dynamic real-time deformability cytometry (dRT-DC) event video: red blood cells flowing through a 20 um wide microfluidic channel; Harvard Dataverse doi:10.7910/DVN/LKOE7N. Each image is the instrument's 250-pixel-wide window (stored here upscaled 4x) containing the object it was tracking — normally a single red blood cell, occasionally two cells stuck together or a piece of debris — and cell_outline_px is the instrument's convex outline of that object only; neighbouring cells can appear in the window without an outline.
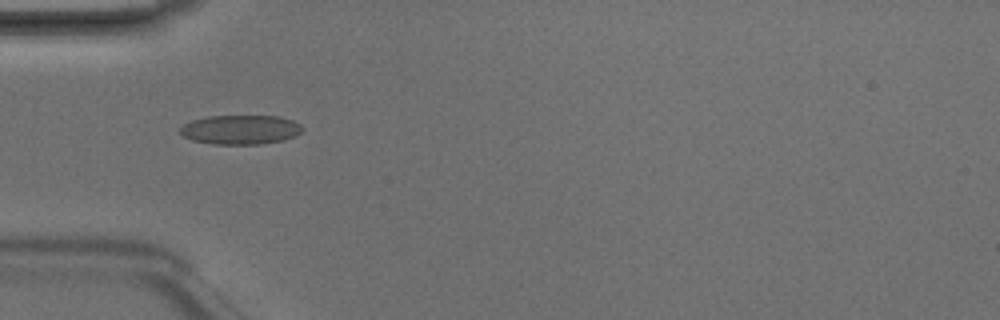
{"species": "Egyptian fruit bat (a non-hibernating species)", "species_latin": "Rousettus aegyptiacus", "temperature_condition": "room temperature", "stored_images_in_passage": 4, "camera_frame_rate_fps": 3000, "um_per_image_px": 0.085, "animal": {"sex": "male"}, "frame": {"image": 1, "passage_image": 4, "time_ms": 1.0, "image_size_px": [1000, 320], "cell_outline_px": [[304, 128], [296, 136], [284, 140], [260, 144], [216, 144], [192, 140], [184, 136], [180, 132], [180, 128], [184, 124], [192, 120], [208, 116], [280, 116], [292, 120], [300, 124]], "centroid_in_image_um": [20.47, 11.02], "position_along_channel_um": 64.5, "area_um2": 20.87}}